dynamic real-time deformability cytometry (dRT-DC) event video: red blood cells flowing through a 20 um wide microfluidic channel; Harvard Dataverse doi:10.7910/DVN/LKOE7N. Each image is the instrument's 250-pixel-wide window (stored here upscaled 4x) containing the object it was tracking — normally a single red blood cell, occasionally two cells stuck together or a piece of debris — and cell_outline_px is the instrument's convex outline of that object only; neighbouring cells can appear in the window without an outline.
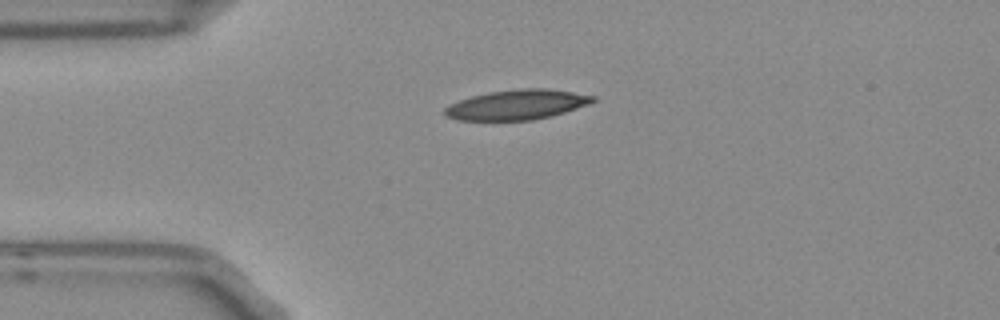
{"species": "Egyptian fruit bat (a non-hibernating species)", "species_latin": "Rousettus aegyptiacus", "temperature_condition": "room temperature", "stored_images_in_passage": 42, "camera_frame_rate_fps": 3000, "um_per_image_px": 0.085, "frame": {"image": 1, "passage_image": 1, "time_ms": 0.0, "image_size_px": [1000, 320], "cell_outline_px": [[596, 100], [588, 104], [564, 112], [532, 120], [456, 120], [448, 116], [444, 112], [444, 108], [460, 100], [472, 96], [488, 92], [520, 88], [548, 88], [596, 96]], "centroid_in_image_um": [43.95, 8.89], "position_along_channel_um": 41.0, "area_um2": 25.55}}
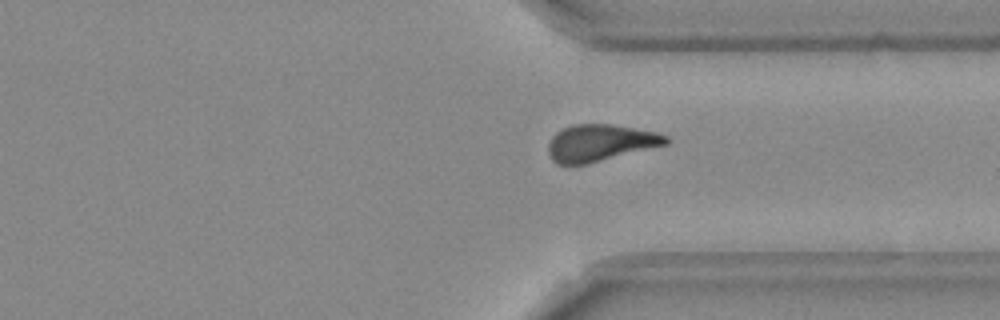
{"frame": {"image": 2, "passage_image": 28, "time_ms": 9.0, "image_size_px": [1000, 320], "cell_outline_px": [[668, 144], [588, 164], [556, 164], [552, 160], [548, 152], [548, 144], [552, 136], [556, 132], [572, 124], [612, 124], [656, 132], [668, 136]], "centroid_in_image_um": [51.0, 12.14], "position_along_channel_um": 360.4, "area_um2": 25.26}}
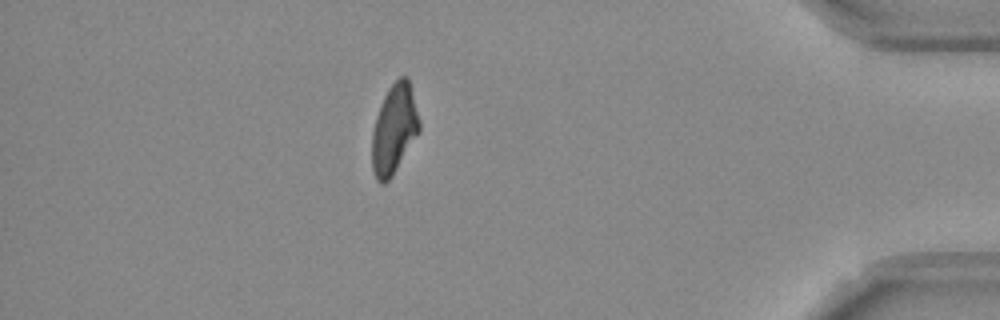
{"frame": {"image": 3, "passage_image": 35, "time_ms": 11.333, "image_size_px": [1000, 320], "cell_outline_px": [[420, 132], [392, 176], [384, 184], [380, 184], [376, 180], [372, 168], [372, 132], [376, 116], [380, 104], [388, 88], [400, 76], [408, 76], [420, 120]], "centroid_in_image_um": [33.5, 10.98], "position_along_channel_um": 401.7, "area_um2": 24.85}, "authors_computed_cell_mechanics": {"area_um2": 25.2586, "velocity_mm_per_s": 3.7657, "shape_relaxation_time_tau1_ms": null, "shape_relaxation_time_tau2_ms": 4.5574, "deformation_change_tau1": null, "deformation_change_tau2": 0.1448}}